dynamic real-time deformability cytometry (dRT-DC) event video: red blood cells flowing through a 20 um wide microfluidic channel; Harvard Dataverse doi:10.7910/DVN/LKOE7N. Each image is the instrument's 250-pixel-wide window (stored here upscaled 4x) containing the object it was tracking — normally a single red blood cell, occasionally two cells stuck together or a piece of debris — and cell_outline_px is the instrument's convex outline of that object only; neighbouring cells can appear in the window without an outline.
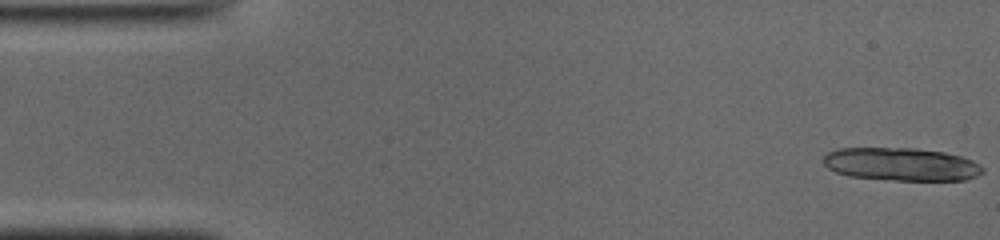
{"species": "common noctule bat (a hibernating species)", "species_latin": "Nyctalus noctula", "temperature_condition": "cold", "stored_images_in_passage": 13, "camera_frame_rate_fps": 3000, "um_per_image_px": 0.085, "animal": {"sex": "male", "body_mass_g": 19.0, "forearm_length_mm": 50.8}, "frame": {"image": 1, "passage_image": 1, "time_ms": 0.0, "image_size_px": [1000, 240], "cell_outline_px": [[984, 172], [976, 176], [964, 180], [896, 180], [848, 176], [836, 172], [828, 168], [820, 160], [828, 152], [836, 148], [916, 148], [944, 152], [960, 156], [972, 160], [980, 164], [984, 168]], "centroid_in_image_um": [76.59, 13.95], "position_along_channel_um": 8.4, "area_um2": 30.81}}